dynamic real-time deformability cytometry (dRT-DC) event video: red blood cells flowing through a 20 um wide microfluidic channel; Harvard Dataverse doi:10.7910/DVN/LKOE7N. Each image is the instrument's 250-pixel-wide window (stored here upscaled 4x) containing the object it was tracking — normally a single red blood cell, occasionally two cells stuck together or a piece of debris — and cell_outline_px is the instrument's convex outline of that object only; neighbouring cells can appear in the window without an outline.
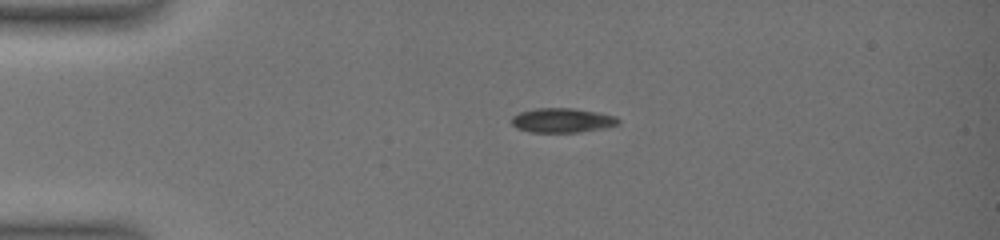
{"species": "common noctule bat (a hibernating species)", "species_latin": "Nyctalus noctula", "temperature_condition": "warm", "stored_images_in_passage": 63, "camera_frame_rate_fps": 3000, "um_per_image_px": 0.085, "animal": {"sex": "female", "body_mass_g": 19.0, "forearm_length_mm": 51.5}, "frame": {"image": 1, "passage_image": 1, "time_ms": 0.0, "image_size_px": [1000, 240], "cell_outline_px": [[620, 124], [604, 128], [580, 132], [528, 132], [516, 128], [512, 124], [512, 116], [520, 112], [536, 108], [572, 108], [596, 112], [616, 116], [620, 120]], "centroid_in_image_um": [47.79, 10.23], "position_along_channel_um": 37.2, "area_um2": 15.26}}
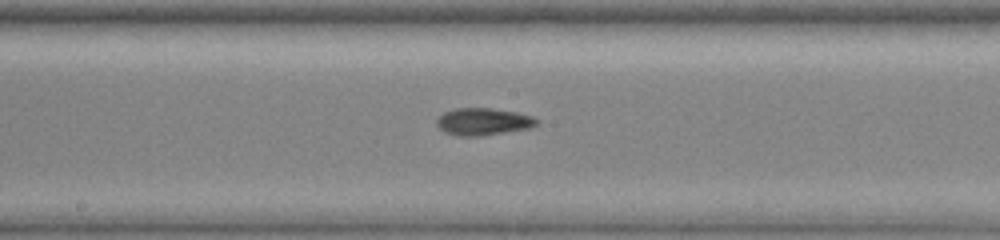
{"frame": {"image": 2, "passage_image": 28, "time_ms": 6.0, "image_size_px": [1000, 240], "cell_outline_px": [[540, 124], [532, 128], [480, 136], [456, 136], [444, 132], [436, 124], [436, 120], [444, 112], [452, 108], [492, 108], [516, 112], [532, 116], [540, 120]], "centroid_in_image_um": [41.1, 10.34], "position_along_channel_um": 207.1, "area_um2": 16.13}}
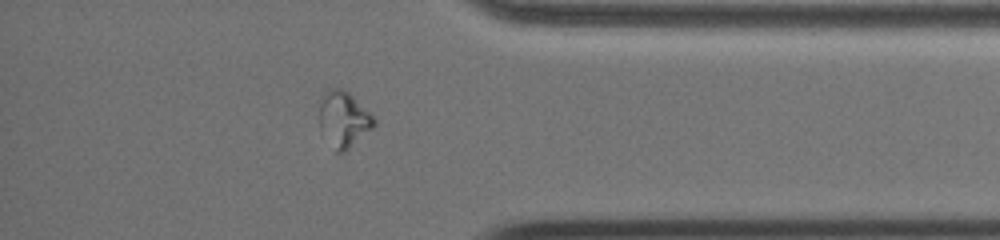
{"frame": {"image": 3, "passage_image": 54, "time_ms": 11.667, "image_size_px": [1000, 240], "cell_outline_px": [[376, 124], [372, 128], [344, 152], [336, 152], [320, 132], [320, 104], [324, 92], [328, 88], [344, 88], [376, 120]], "centroid_in_image_um": [29.17, 10.13], "position_along_channel_um": 406.0, "area_um2": 17.51}, "authors_computed_cell_mechanics": {"area_um2": 15.606, "velocity_mm_per_s": 3.5994, "shape_relaxation_time_tau1_ms": 9.0105, "shape_relaxation_time_tau2_ms": 2.5509, "deformation_change_tau1": 0.3167, "deformation_change_tau2": 0.0849}}